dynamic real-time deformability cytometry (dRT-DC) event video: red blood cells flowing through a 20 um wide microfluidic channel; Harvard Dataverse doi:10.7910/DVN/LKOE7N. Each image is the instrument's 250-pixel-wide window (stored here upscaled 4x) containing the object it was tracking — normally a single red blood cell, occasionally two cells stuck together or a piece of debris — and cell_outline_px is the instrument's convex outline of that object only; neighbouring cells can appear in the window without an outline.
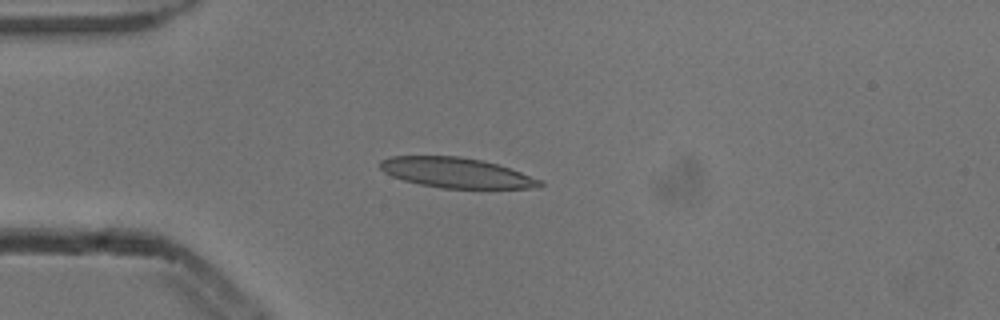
{"species": "common noctule bat (a hibernating species)", "species_latin": "Nyctalus noctula", "temperature_condition": "cold", "stored_images_in_passage": 3, "camera_frame_rate_fps": 3000, "um_per_image_px": 0.085, "animal": {"sex": "male", "body_mass_g": 13.3}, "frame": {"image": 1, "passage_image": 3, "time_ms": 0.667, "image_size_px": [1000, 320], "cell_outline_px": [[544, 184], [540, 188], [440, 188], [420, 184], [404, 180], [392, 176], [384, 172], [380, 168], [380, 160], [392, 156], [460, 156], [480, 160], [496, 164], [520, 172], [540, 180]], "centroid_in_image_um": [38.76, 14.68], "position_along_channel_um": 46.2, "area_um2": 27.8}}